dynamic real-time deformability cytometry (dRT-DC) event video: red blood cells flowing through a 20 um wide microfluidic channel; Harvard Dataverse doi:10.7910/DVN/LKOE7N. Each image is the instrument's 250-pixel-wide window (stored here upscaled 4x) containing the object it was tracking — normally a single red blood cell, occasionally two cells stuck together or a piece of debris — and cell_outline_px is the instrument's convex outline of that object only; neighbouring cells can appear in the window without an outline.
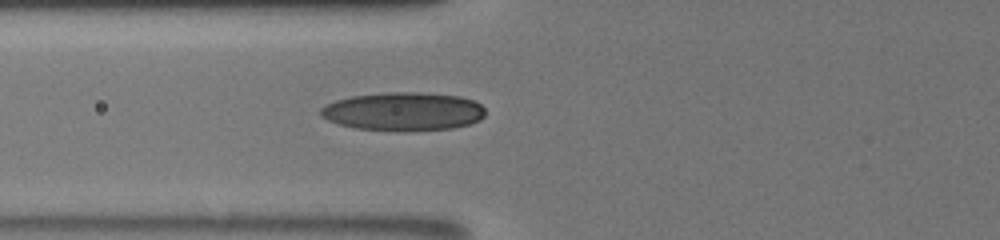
{"species": "human", "species_latin": "Homo sapiens", "temperature_condition": "room temperature", "stored_images_in_passage": 17, "camera_frame_rate_fps": 3000, "um_per_image_px": 0.085, "donor": {"sex": "male"}, "frame": {"image": 1, "passage_image": 17, "time_ms": 8.667, "image_size_px": [1000, 240], "cell_outline_px": [[484, 116], [480, 120], [468, 124], [452, 128], [356, 128], [340, 124], [328, 120], [320, 116], [320, 108], [324, 104], [336, 100], [352, 96], [388, 92], [420, 92], [460, 96], [472, 100], [480, 104], [484, 108]], "centroid_in_image_um": [34.27, 9.42], "position_along_channel_um": 91.5, "area_um2": 35.72}}